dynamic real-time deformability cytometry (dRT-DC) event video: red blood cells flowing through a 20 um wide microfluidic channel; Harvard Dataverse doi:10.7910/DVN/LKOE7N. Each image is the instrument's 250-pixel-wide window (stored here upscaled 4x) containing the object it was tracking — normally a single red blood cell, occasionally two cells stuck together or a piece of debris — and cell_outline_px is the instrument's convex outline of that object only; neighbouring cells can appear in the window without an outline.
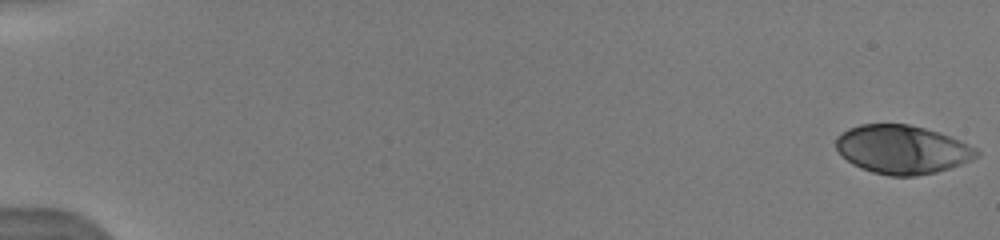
{"species": "human", "species_latin": "Homo sapiens", "temperature_condition": "warm", "stored_images_in_passage": 10, "camera_frame_rate_fps": 3000, "um_per_image_px": 0.085, "donor": {"sex": "male"}, "frame": {"image": 1, "passage_image": 1, "time_ms": 0.0, "image_size_px": [1000, 240], "cell_outline_px": [[980, 156], [972, 160], [936, 172], [916, 176], [888, 176], [872, 172], [860, 168], [852, 164], [836, 148], [836, 136], [840, 132], [848, 128], [860, 124], [908, 124], [940, 132], [968, 144], [976, 148], [980, 152]], "centroid_in_image_um": [76.68, 12.7], "position_along_channel_um": 8.3, "area_um2": 39.94}}
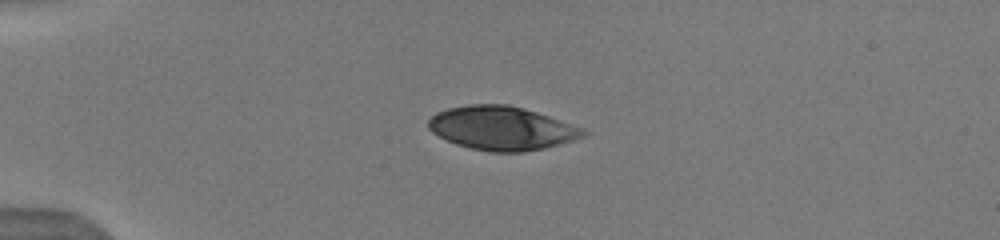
{"frame": {"image": 2, "passage_image": 7, "time_ms": 4.333, "image_size_px": [1000, 240], "cell_outline_px": [[588, 132], [584, 136], [560, 144], [544, 148], [524, 152], [488, 152], [468, 148], [456, 144], [432, 132], [428, 128], [428, 120], [436, 112], [448, 108], [468, 104], [508, 104], [524, 108], [584, 128]], "centroid_in_image_um": [42.63, 10.9], "position_along_channel_um": 42.4, "area_um2": 39.48}}